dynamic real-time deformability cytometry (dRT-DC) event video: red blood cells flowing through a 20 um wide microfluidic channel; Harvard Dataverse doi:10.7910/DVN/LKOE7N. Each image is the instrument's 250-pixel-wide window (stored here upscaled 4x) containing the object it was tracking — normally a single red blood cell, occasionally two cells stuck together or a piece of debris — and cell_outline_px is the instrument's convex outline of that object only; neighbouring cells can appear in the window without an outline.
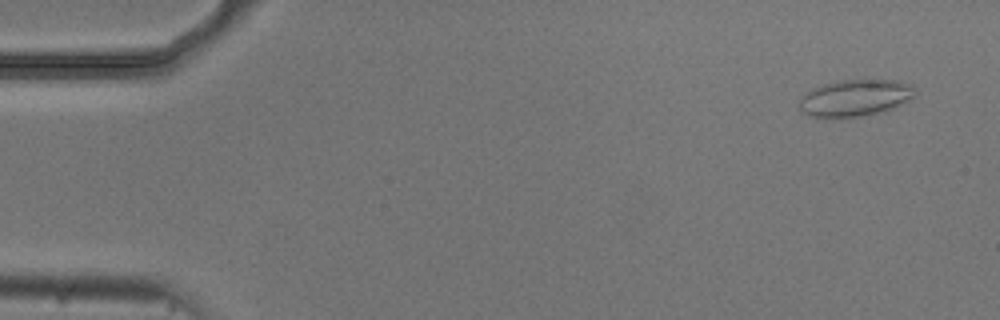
{"species": "common noctule bat (a hibernating species)", "species_latin": "Nyctalus noctula", "temperature_condition": "cold", "stored_images_in_passage": 52, "camera_frame_rate_fps": 3000, "um_per_image_px": 0.085, "animal": {"sex": "male", "body_mass_g": 20.5, "forearm_length_mm": 52.5}, "frame": {"image": 1, "passage_image": 3, "time_ms": 0.667, "image_size_px": [1000, 320], "cell_outline_px": [[916, 96], [884, 112], [860, 116], [812, 116], [804, 112], [800, 108], [800, 100], [812, 88], [824, 84], [840, 80], [896, 80], [912, 84], [916, 88]], "centroid_in_image_um": [72.77, 8.29], "position_along_channel_um": 12.2, "area_um2": 24.39}}
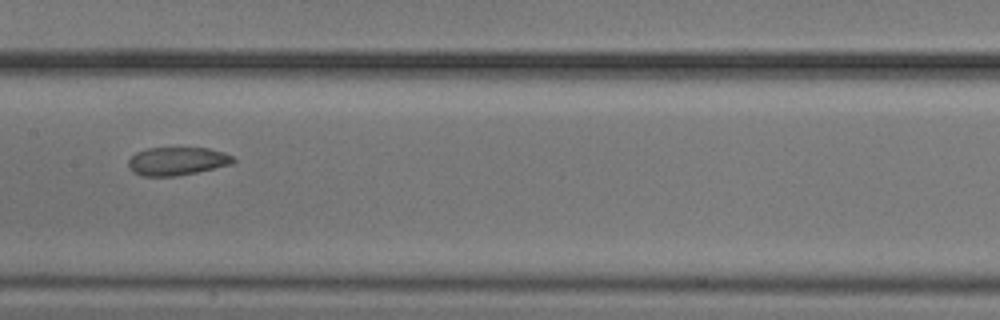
{"frame": {"image": 2, "passage_image": 27, "time_ms": 8.667, "image_size_px": [1000, 320], "cell_outline_px": [[236, 160], [232, 164], [196, 172], [176, 176], [140, 176], [132, 172], [128, 168], [128, 160], [136, 152], [148, 148], [208, 148], [224, 152], [232, 156]], "centroid_in_image_um": [15.03, 13.7], "position_along_channel_um": 192.4, "area_um2": 17.28}}
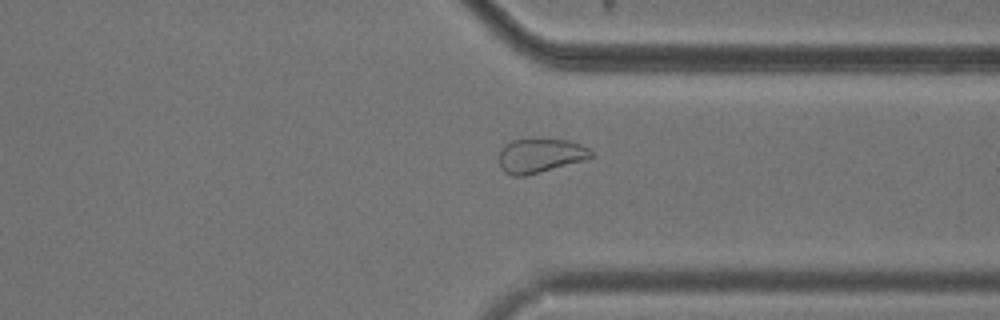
{"frame": {"image": 3, "passage_image": 41, "time_ms": 13.333, "image_size_px": [1000, 320], "cell_outline_px": [[596, 156], [588, 160], [524, 176], [512, 176], [504, 172], [500, 168], [500, 148], [504, 144], [512, 140], [568, 140], [580, 144], [588, 148]], "centroid_in_image_um": [45.95, 13.25], "position_along_channel_um": 365.5, "area_um2": 18.44}, "authors_computed_cell_mechanics": {"area_um2": 20.0855, "velocity_mm_per_s": 3.7203, "shape_relaxation_time_tau1_ms": null, "shape_relaxation_time_tau2_ms": 1.7326, "deformation_change_tau1": null, "deformation_change_tau2": 0.0529}}